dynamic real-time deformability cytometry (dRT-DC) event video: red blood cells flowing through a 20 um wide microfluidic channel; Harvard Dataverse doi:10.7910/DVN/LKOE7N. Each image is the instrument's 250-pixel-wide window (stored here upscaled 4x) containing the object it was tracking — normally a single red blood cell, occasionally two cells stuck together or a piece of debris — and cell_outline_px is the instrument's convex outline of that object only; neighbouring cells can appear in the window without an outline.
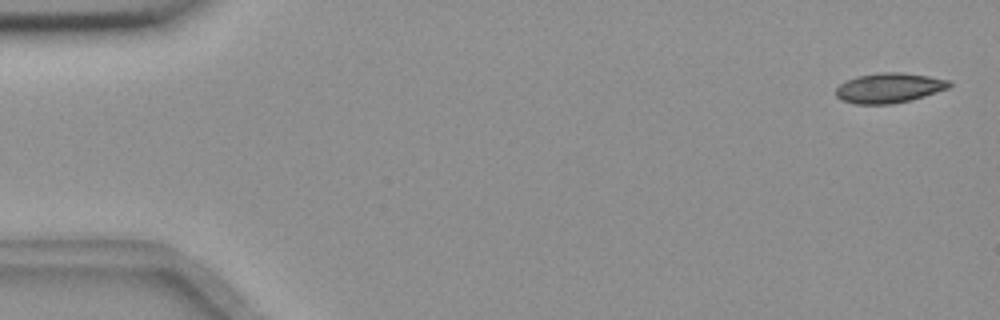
{"species": "common noctule bat (a hibernating species)", "species_latin": "Nyctalus noctula", "temperature_condition": "room temperature", "stored_images_in_passage": 56, "camera_frame_rate_fps": 3000, "um_per_image_px": 0.085, "animal": {"sex": "female", "body_mass_g": 18.4}, "frame": {"image": 1, "passage_image": 2, "time_ms": 0.333, "image_size_px": [1000, 320], "cell_outline_px": [[952, 84], [948, 88], [924, 96], [892, 104], [856, 104], [840, 100], [836, 96], [836, 88], [840, 84], [856, 76], [880, 72], [900, 72], [928, 76], [948, 80]], "centroid_in_image_um": [75.54, 7.47], "position_along_channel_um": 9.5, "area_um2": 19.65}}
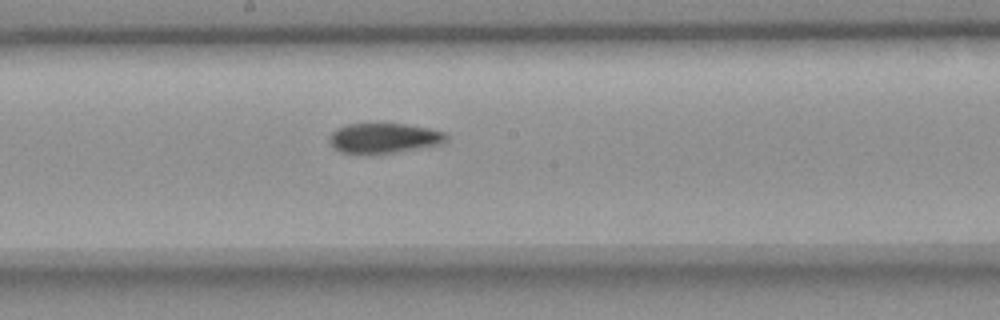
{"frame": {"image": 2, "passage_image": 30, "time_ms": 9.667, "image_size_px": [1000, 320], "cell_outline_px": [[448, 136], [440, 144], [396, 152], [340, 152], [328, 144], [328, 136], [336, 128], [348, 124], [404, 124], [428, 128], [444, 132]], "centroid_in_image_um": [32.58, 11.72], "position_along_channel_um": 215.6, "area_um2": 20.0}}
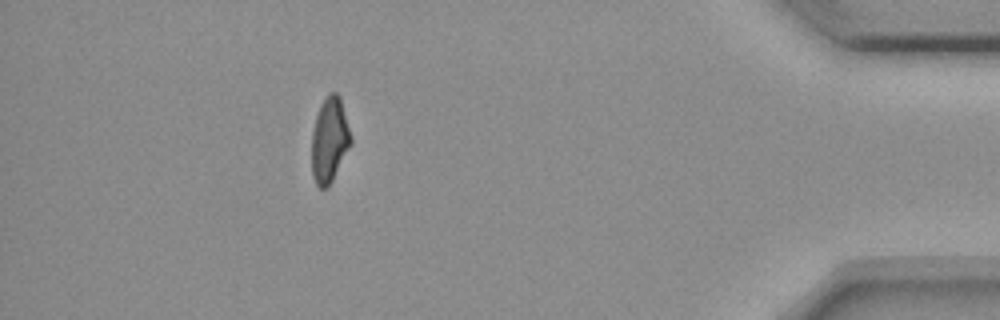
{"frame": {"image": 3, "passage_image": 50, "time_ms": 16.333, "image_size_px": [1000, 320], "cell_outline_px": [[352, 144], [332, 180], [324, 188], [320, 188], [316, 184], [312, 176], [312, 132], [316, 116], [320, 104], [328, 92], [336, 92], [340, 96], [352, 136]], "centroid_in_image_um": [28.02, 11.85], "position_along_channel_um": 407.2, "area_um2": 19.54}, "authors_computed_cell_mechanics": {"area_um2": 20.4034, "velocity_mm_per_s": 3.6441, "shape_relaxation_time_tau1_ms": 10.7966, "shape_relaxation_time_tau2_ms": null, "deformation_change_tau1": 0.2101, "deformation_change_tau2": null}}